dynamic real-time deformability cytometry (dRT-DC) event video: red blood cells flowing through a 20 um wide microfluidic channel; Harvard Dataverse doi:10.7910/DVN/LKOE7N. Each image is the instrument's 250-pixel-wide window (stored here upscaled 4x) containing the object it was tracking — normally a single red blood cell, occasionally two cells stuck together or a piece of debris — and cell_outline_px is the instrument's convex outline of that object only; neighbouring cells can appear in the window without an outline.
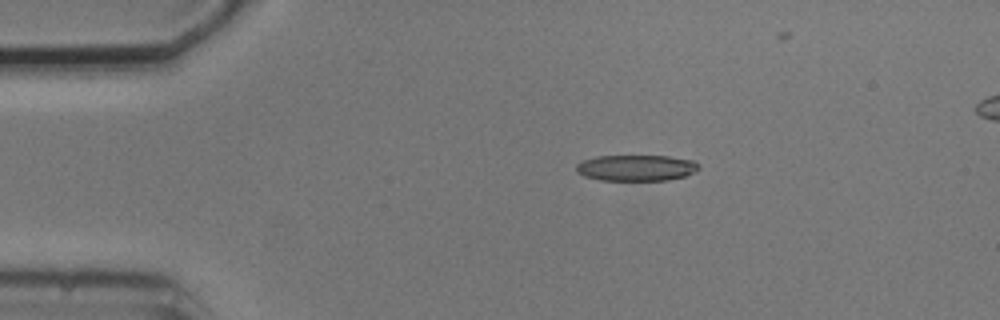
{"species": "common noctule bat (a hibernating species)", "species_latin": "Nyctalus noctula", "temperature_condition": "cold", "stored_images_in_passage": 7, "camera_frame_rate_fps": 3000, "um_per_image_px": 0.085, "animal": {"sex": "male", "body_mass_g": 20.5, "forearm_length_mm": 52.5}, "frame": {"image": 1, "passage_image": 1, "time_ms": 0.0, "image_size_px": [1000, 320], "cell_outline_px": [[700, 168], [684, 176], [668, 180], [600, 180], [584, 176], [576, 172], [576, 164], [580, 160], [596, 156], [668, 156], [692, 160], [700, 164]], "centroid_in_image_um": [54.04, 14.26], "position_along_channel_um": 31.0, "area_um2": 18.67}}
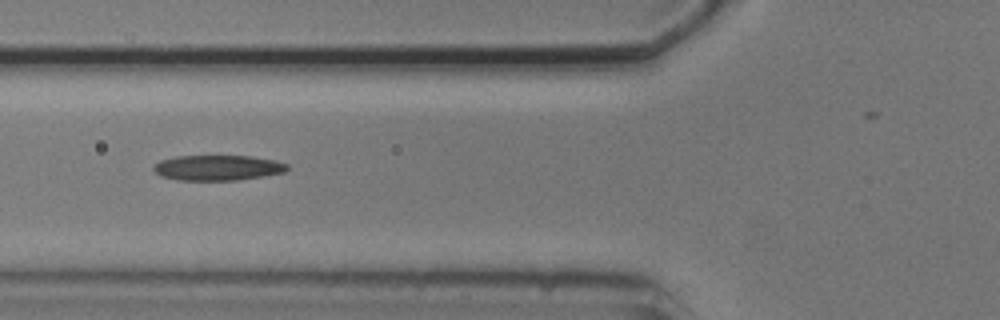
{"frame": {"image": 2, "passage_image": 4, "time_ms": 3.333, "image_size_px": [1000, 320], "cell_outline_px": [[288, 168], [284, 172], [236, 180], [180, 180], [160, 176], [152, 168], [160, 160], [176, 156], [252, 156], [276, 160], [288, 164]], "centroid_in_image_um": [18.5, 14.25], "position_along_channel_um": 107.3, "area_um2": 19.59}}
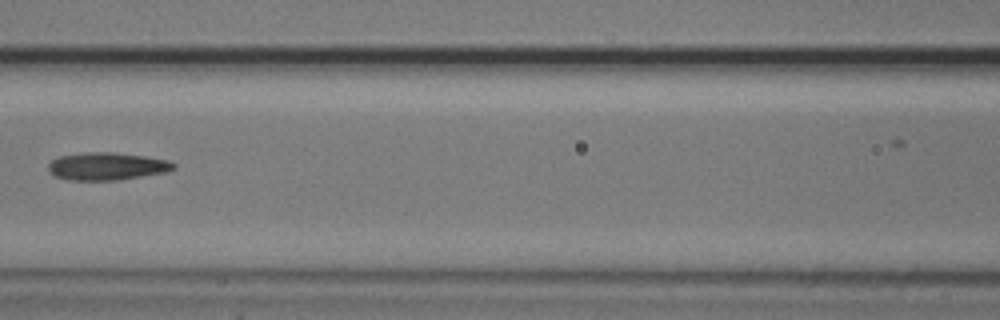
{"frame": {"image": 3, "passage_image": 5, "time_ms": 4.667, "image_size_px": [1000, 320], "cell_outline_px": [[176, 168], [164, 172], [120, 180], [64, 180], [52, 176], [48, 172], [48, 164], [52, 160], [60, 156], [92, 152], [112, 152], [144, 156], [168, 160], [176, 164]], "centroid_in_image_um": [9.05, 14.14], "position_along_channel_um": 157.6, "area_um2": 20.23}}